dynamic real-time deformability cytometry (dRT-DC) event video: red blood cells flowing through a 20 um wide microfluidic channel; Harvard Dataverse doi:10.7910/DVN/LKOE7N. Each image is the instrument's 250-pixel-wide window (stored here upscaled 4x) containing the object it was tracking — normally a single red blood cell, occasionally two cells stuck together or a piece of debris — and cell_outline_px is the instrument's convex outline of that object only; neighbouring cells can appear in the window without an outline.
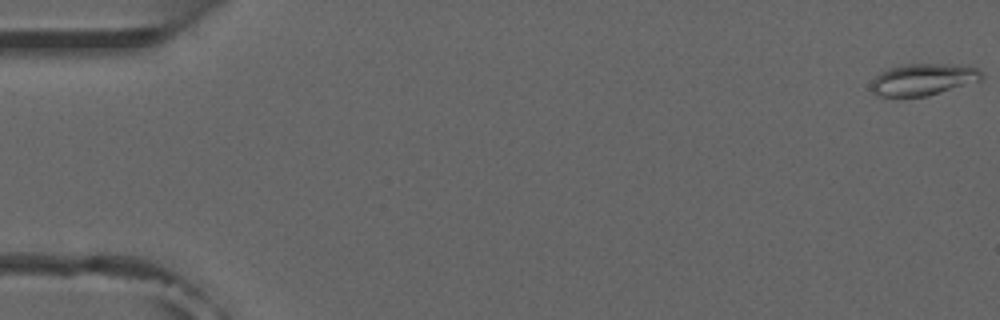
{"species": "common noctule bat (a hibernating species)", "species_latin": "Nyctalus noctula", "temperature_condition": "room temperature", "stored_images_in_passage": 54, "camera_frame_rate_fps": 3000, "um_per_image_px": 0.085, "animal": {"sex": "male", "forearm_length_mm": 52.5}, "frame": {"image": 1, "passage_image": 1, "time_ms": 0.0, "image_size_px": [1000, 320], "cell_outline_px": [[984, 76], [980, 80], [928, 96], [876, 96], [872, 92], [872, 80], [880, 72], [888, 68], [904, 64], [948, 64], [976, 68]], "centroid_in_image_um": [78.42, 6.76], "position_along_channel_um": 6.6, "area_um2": 20.17}}
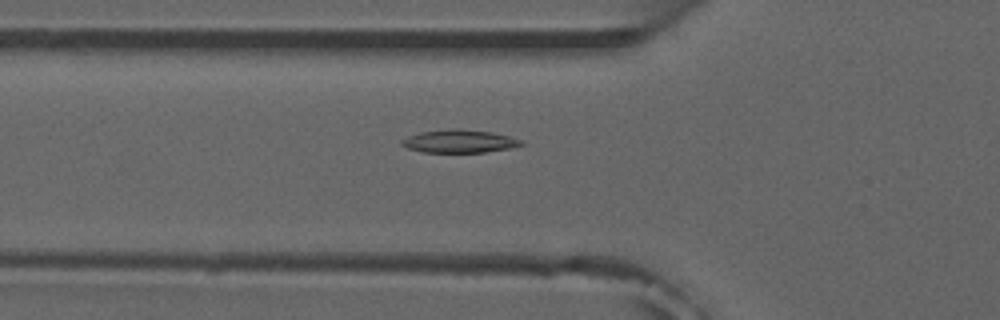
{"frame": {"image": 2, "passage_image": 19, "time_ms": 6.0, "image_size_px": [1000, 320], "cell_outline_px": [[524, 144], [508, 148], [484, 152], [420, 152], [408, 148], [400, 144], [400, 140], [408, 136], [420, 132], [448, 128], [452, 128], [492, 132], [524, 140]], "centroid_in_image_um": [39.01, 12.0], "position_along_channel_um": 86.8, "area_um2": 16.01}}
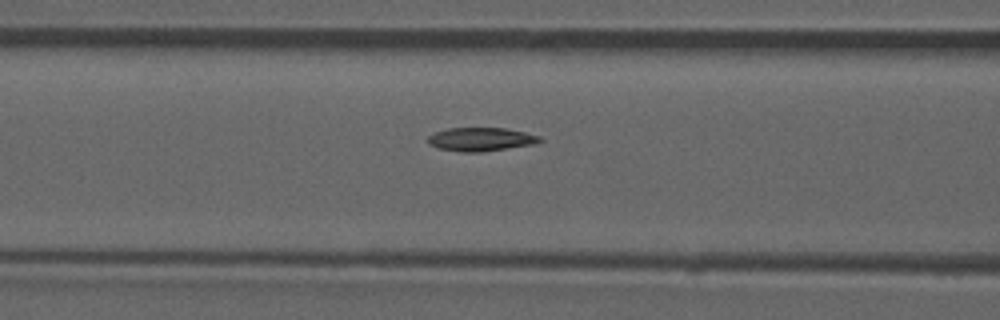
{"frame": {"image": 3, "passage_image": 22, "time_ms": 7.0, "image_size_px": [1000, 320], "cell_outline_px": [[544, 140], [536, 144], [480, 152], [460, 152], [440, 148], [428, 144], [428, 136], [436, 132], [448, 128], [504, 128], [524, 132], [540, 136]], "centroid_in_image_um": [40.9, 11.84], "position_along_channel_um": 125.7, "area_um2": 15.32}, "authors_computed_cell_mechanics": {"area_um2": 15.4904, "velocity_mm_per_s": 3.8617, "shape_relaxation_time_tau1_ms": null, "shape_relaxation_time_tau2_ms": 8.6549, "deformation_change_tau1": null, "deformation_change_tau2": 0.1249}}